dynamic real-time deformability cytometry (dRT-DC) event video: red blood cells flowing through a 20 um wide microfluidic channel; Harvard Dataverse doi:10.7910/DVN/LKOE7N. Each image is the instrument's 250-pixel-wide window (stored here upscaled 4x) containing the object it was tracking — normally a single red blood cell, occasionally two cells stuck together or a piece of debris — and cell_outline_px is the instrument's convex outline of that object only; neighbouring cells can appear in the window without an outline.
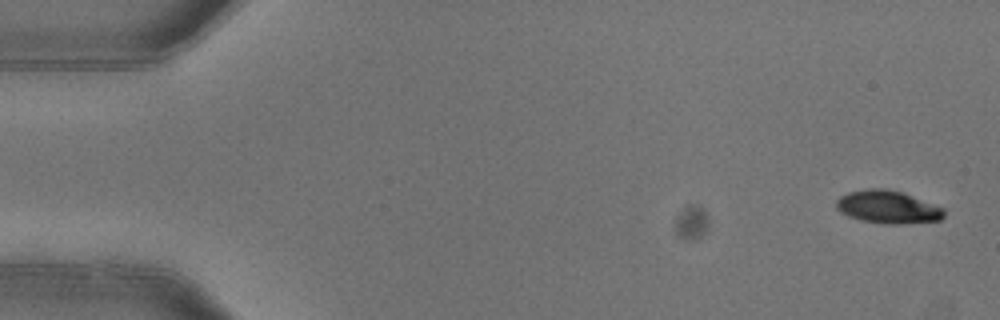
{"species": "common noctule bat (a hibernating species)", "species_latin": "Nyctalus noctula", "temperature_condition": "warm", "stored_images_in_passage": 5, "camera_frame_rate_fps": 3000, "um_per_image_px": 0.085, "animal": {"sex": "female"}, "frame": {"image": 1, "passage_image": 1, "time_ms": 0.0, "image_size_px": [1000, 320], "cell_outline_px": [[944, 216], [940, 220], [900, 224], [884, 224], [860, 220], [848, 216], [840, 212], [836, 208], [836, 200], [840, 196], [848, 192], [868, 188], [884, 188], [900, 192], [944, 208]], "centroid_in_image_um": [75.42, 17.6], "position_along_channel_um": 9.6, "area_um2": 20.52}}
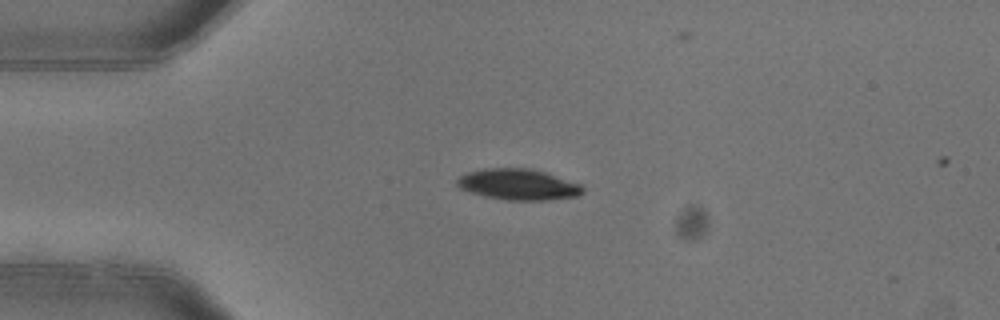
{"frame": {"image": 2, "passage_image": 4, "time_ms": 1.0, "image_size_px": [1000, 320], "cell_outline_px": [[584, 192], [580, 196], [548, 200], [504, 200], [484, 196], [468, 192], [460, 188], [456, 184], [456, 180], [460, 176], [468, 172], [484, 168], [528, 168], [544, 172], [580, 184], [584, 188]], "centroid_in_image_um": [44.04, 15.69], "position_along_channel_um": 41.0, "area_um2": 22.77}}